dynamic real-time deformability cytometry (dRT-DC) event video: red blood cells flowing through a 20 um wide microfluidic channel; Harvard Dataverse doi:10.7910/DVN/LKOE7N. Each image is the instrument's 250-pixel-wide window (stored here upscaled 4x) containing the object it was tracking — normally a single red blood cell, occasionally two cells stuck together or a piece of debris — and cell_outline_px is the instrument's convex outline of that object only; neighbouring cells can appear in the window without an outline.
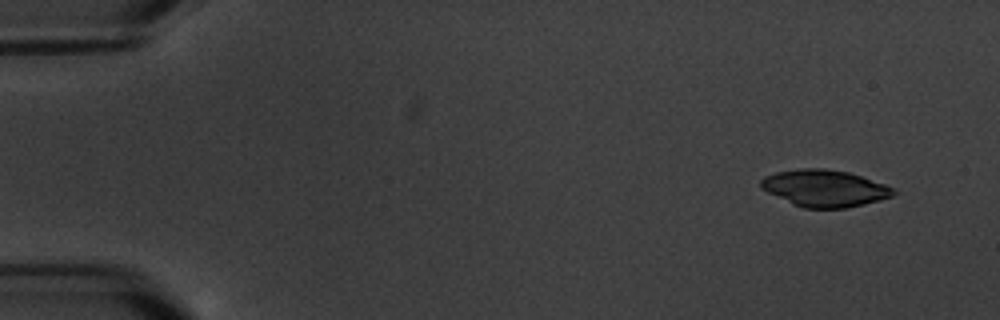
{"species": "common noctule bat (a hibernating species)", "species_latin": "Nyctalus noctula", "temperature_condition": "warm", "stored_images_in_passage": 6, "camera_frame_rate_fps": 3000, "um_per_image_px": 0.085, "animal": {"sex": "male", "body_mass_g": 20.1, "forearm_length_mm": 53.5}, "frame": {"image": 1, "passage_image": 1, "time_ms": 0.0, "image_size_px": [1000, 320], "cell_outline_px": [[896, 192], [892, 196], [880, 200], [848, 208], [804, 208], [792, 204], [760, 188], [760, 180], [764, 176], [776, 172], [800, 168], [824, 168], [848, 172], [884, 184], [892, 188]], "centroid_in_image_um": [70.06, 16.0], "position_along_channel_um": 14.9, "area_um2": 28.38}}
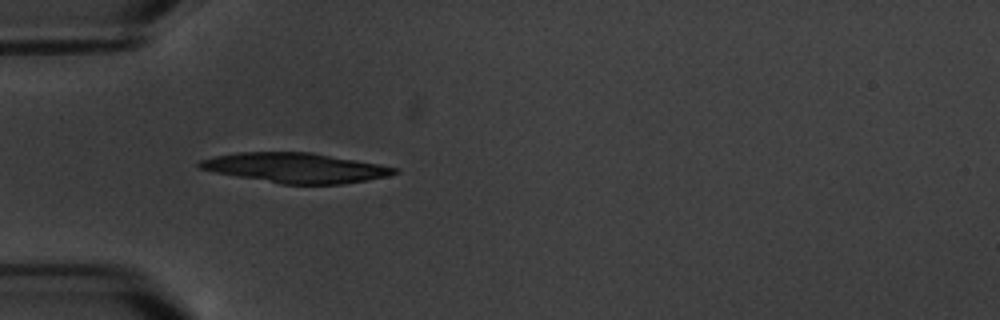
{"frame": {"image": 2, "passage_image": 5, "time_ms": 4.667, "image_size_px": [1000, 320], "cell_outline_px": [[400, 172], [388, 176], [340, 184], [280, 184], [216, 172], [200, 168], [196, 164], [200, 160], [216, 156], [236, 152], [312, 152], [380, 164], [400, 168]], "centroid_in_image_um": [25.16, 14.26], "position_along_channel_um": 59.8, "area_um2": 33.76}}